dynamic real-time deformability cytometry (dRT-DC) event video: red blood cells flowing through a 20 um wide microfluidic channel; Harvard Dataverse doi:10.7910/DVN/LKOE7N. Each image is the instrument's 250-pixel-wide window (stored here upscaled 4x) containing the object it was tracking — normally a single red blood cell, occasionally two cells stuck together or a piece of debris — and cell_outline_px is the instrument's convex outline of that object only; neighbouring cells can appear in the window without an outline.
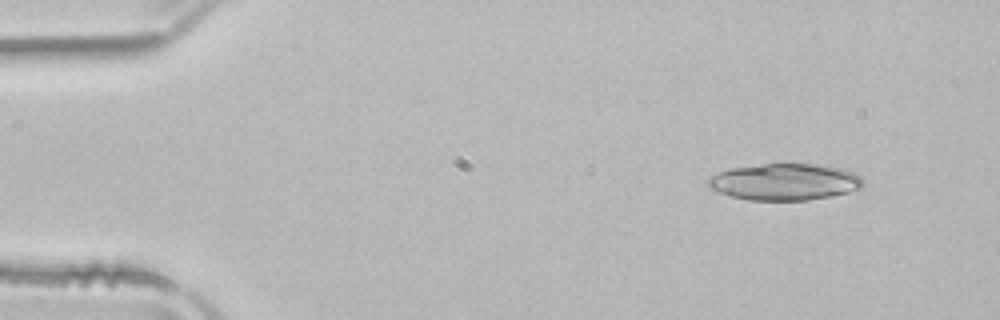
{"species": "common noctule bat (a hibernating species)", "species_latin": "Nyctalus noctula", "temperature_condition": "room temperature", "stored_images_in_passage": 48, "camera_frame_rate_fps": 3000, "um_per_image_px": 0.085, "animal": {"sex": "male", "body_mass_g": 21.5, "forearm_length_mm": 52.0}, "frame": {"image": 1, "passage_image": 2, "time_ms": 0.333, "image_size_px": [1000, 320], "cell_outline_px": [[864, 184], [860, 188], [848, 192], [832, 196], [808, 200], [748, 200], [732, 196], [708, 188], [708, 180], [712, 176], [728, 168], [764, 164], [812, 164], [836, 168], [852, 172], [860, 176]], "centroid_in_image_um": [66.68, 15.47], "position_along_channel_um": 18.3, "area_um2": 32.71}}